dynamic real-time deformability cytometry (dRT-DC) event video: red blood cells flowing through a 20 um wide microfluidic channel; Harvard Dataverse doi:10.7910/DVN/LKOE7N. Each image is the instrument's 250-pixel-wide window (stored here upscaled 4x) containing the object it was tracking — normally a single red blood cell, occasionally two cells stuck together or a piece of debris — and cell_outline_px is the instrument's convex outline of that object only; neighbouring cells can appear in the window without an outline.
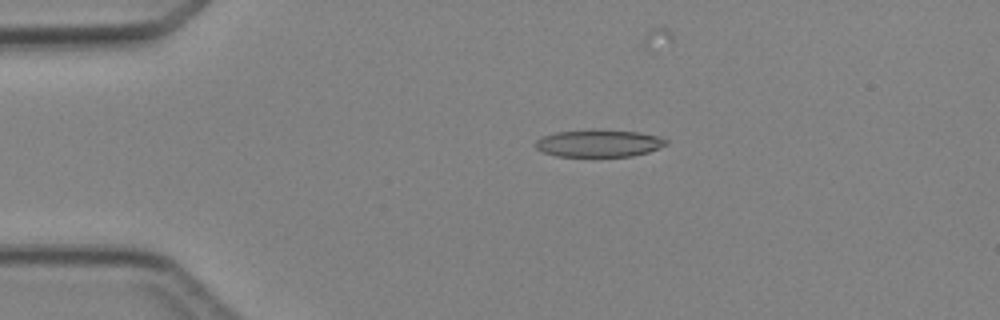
{"species": "Egyptian fruit bat (a non-hibernating species)", "species_latin": "Rousettus aegyptiacus", "temperature_condition": "cold", "stored_images_in_passage": 5, "camera_frame_rate_fps": 3000, "um_per_image_px": 0.085, "animal": {"sex": "female"}, "frame": {"image": 1, "passage_image": 3, "time_ms": 2.333, "image_size_px": [1000, 320], "cell_outline_px": [[668, 144], [648, 152], [632, 156], [556, 156], [544, 152], [536, 148], [536, 140], [540, 136], [556, 132], [640, 132], [660, 136], [668, 140]], "centroid_in_image_um": [50.93, 12.21], "position_along_channel_um": 34.1, "area_um2": 19.94}}
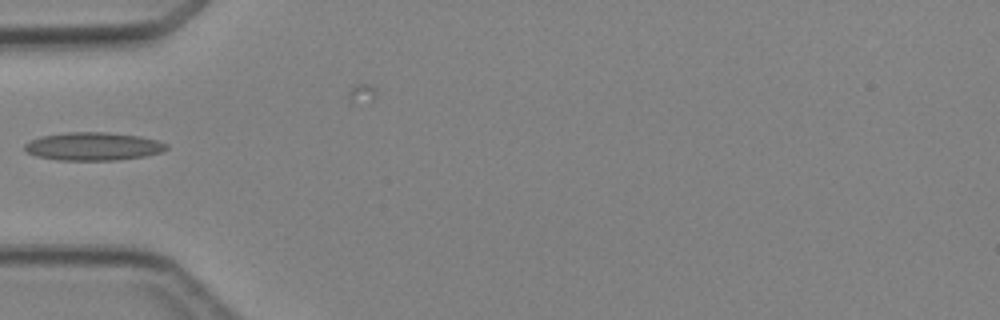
{"frame": {"image": 2, "passage_image": 5, "time_ms": 4.333, "image_size_px": [1000, 320], "cell_outline_px": [[168, 148], [160, 152], [144, 156], [120, 160], [56, 160], [36, 156], [28, 152], [24, 148], [24, 144], [28, 140], [40, 136], [64, 132], [104, 132], [140, 136], [156, 140], [168, 144]], "centroid_in_image_um": [7.88, 12.44], "position_along_channel_um": 77.1, "area_um2": 23.35}}